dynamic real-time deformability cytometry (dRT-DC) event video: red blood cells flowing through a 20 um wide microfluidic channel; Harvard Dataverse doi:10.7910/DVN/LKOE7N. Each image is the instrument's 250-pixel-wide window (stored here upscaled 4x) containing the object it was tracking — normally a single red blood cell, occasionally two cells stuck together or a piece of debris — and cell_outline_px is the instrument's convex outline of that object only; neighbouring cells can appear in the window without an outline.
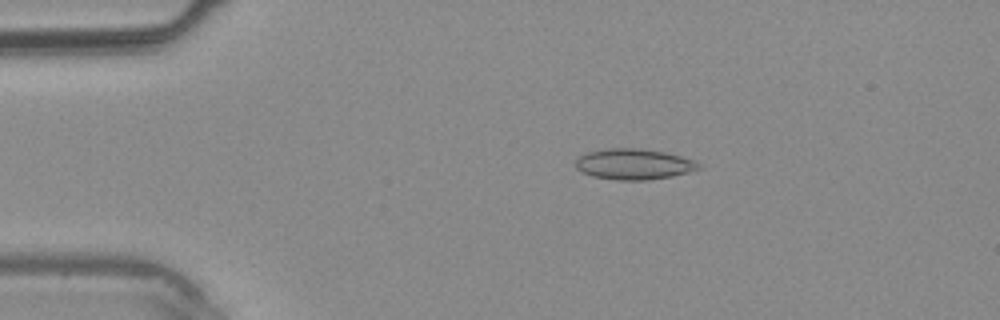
{"species": "common noctule bat (a hibernating species)", "species_latin": "Nyctalus noctula", "temperature_condition": "warm", "stored_images_in_passage": 33, "camera_frame_rate_fps": 3000, "um_per_image_px": 0.085, "animal": {"sex": "male", "body_mass_g": 20.4}, "frame": {"image": 1, "passage_image": 3, "time_ms": 0.667, "image_size_px": [1000, 320], "cell_outline_px": [[700, 168], [688, 172], [672, 176], [648, 180], [620, 180], [592, 176], [580, 172], [576, 168], [576, 160], [580, 156], [588, 152], [608, 148], [640, 148], [664, 152], [696, 160], [700, 164]], "centroid_in_image_um": [53.87, 13.95], "position_along_channel_um": 31.1, "area_um2": 22.02}}
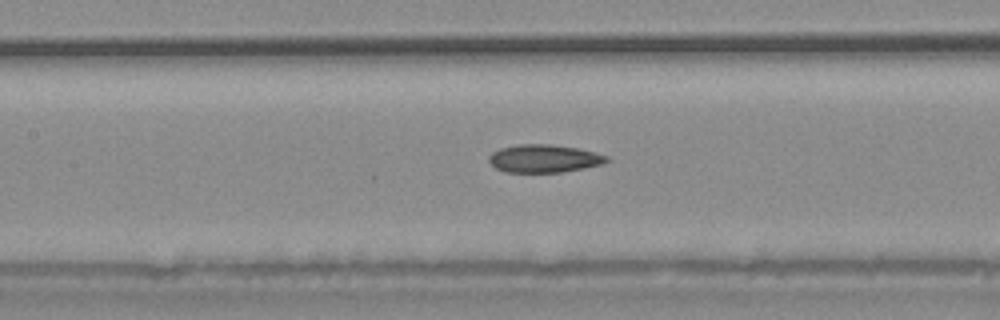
{"frame": {"image": 2, "passage_image": 13, "time_ms": 4.0, "image_size_px": [1000, 320], "cell_outline_px": [[608, 160], [600, 164], [584, 168], [560, 172], [504, 172], [496, 168], [488, 160], [488, 156], [492, 152], [500, 148], [520, 144], [552, 144], [580, 148], [608, 156]], "centroid_in_image_um": [46.22, 13.46], "position_along_channel_um": 161.2, "area_um2": 19.13}}
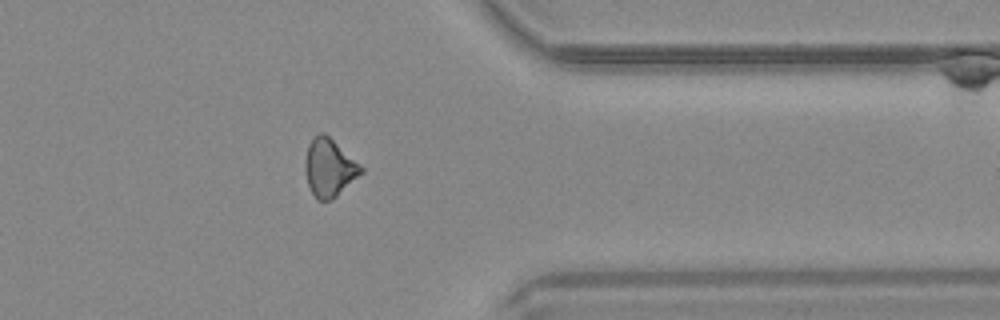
{"frame": {"image": 3, "passage_image": 26, "time_ms": 8.333, "image_size_px": [1000, 320], "cell_outline_px": [[364, 172], [332, 200], [320, 200], [312, 192], [308, 184], [304, 168], [304, 160], [308, 144], [312, 136], [320, 132], [324, 132], [360, 164], [364, 168]], "centroid_in_image_um": [27.98, 14.23], "position_along_channel_um": 383.4, "area_um2": 18.9}}